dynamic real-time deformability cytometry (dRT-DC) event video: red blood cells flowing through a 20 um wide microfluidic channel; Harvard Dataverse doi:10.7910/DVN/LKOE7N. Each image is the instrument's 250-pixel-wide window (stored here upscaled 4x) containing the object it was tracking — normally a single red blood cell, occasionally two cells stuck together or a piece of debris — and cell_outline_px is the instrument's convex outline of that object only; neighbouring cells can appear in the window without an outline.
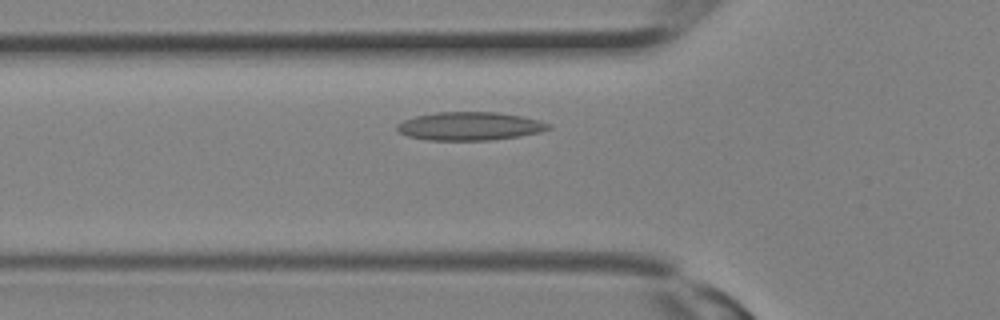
{"species": "Egyptian fruit bat (a non-hibernating species)", "species_latin": "Rousettus aegyptiacus", "temperature_condition": "room temperature", "stored_images_in_passage": 25, "camera_frame_rate_fps": 3000, "um_per_image_px": 0.085, "animal": {"sex": "female"}, "frame": {"image": 1, "passage_image": 6, "time_ms": 1.667, "image_size_px": [1000, 320], "cell_outline_px": [[552, 128], [540, 132], [492, 140], [428, 140], [408, 136], [400, 132], [396, 128], [396, 124], [404, 120], [416, 116], [436, 112], [496, 112], [524, 116], [540, 120], [548, 124]], "centroid_in_image_um": [39.93, 10.72], "position_along_channel_um": 85.9, "area_um2": 24.91}}
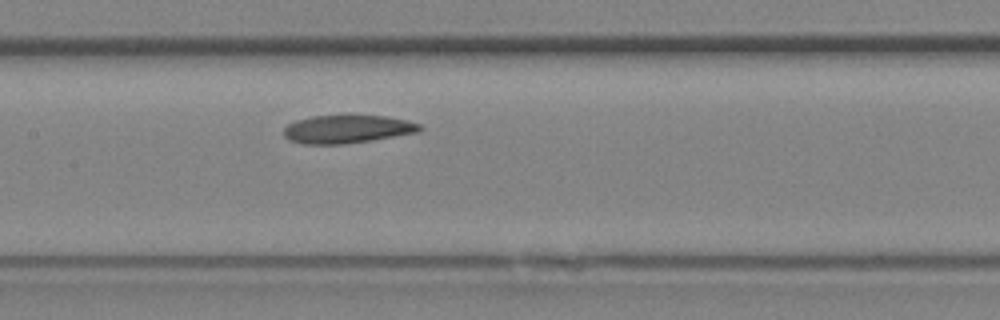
{"frame": {"image": 2, "passage_image": 10, "time_ms": 3.0, "image_size_px": [1000, 320], "cell_outline_px": [[424, 128], [420, 132], [372, 140], [344, 144], [304, 144], [288, 140], [284, 136], [284, 128], [288, 124], [296, 120], [312, 116], [388, 116], [408, 120], [420, 124]], "centroid_in_image_um": [29.54, 10.98], "position_along_channel_um": 177.9, "area_um2": 22.37}}
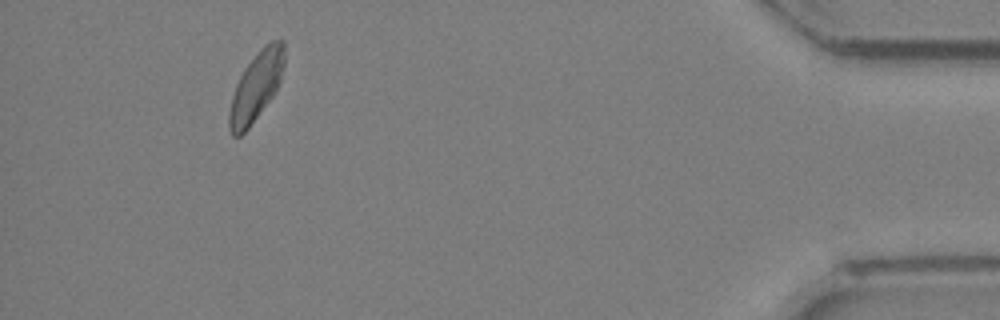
{"frame": {"image": 3, "passage_image": 23, "time_ms": 7.333, "image_size_px": [1000, 320], "cell_outline_px": [[284, 64], [280, 80], [272, 96], [248, 128], [240, 136], [232, 136], [228, 128], [228, 116], [232, 96], [236, 84], [244, 68], [264, 44], [272, 40], [284, 40]], "centroid_in_image_um": [21.75, 7.34], "position_along_channel_um": 413.4, "area_um2": 21.85}}